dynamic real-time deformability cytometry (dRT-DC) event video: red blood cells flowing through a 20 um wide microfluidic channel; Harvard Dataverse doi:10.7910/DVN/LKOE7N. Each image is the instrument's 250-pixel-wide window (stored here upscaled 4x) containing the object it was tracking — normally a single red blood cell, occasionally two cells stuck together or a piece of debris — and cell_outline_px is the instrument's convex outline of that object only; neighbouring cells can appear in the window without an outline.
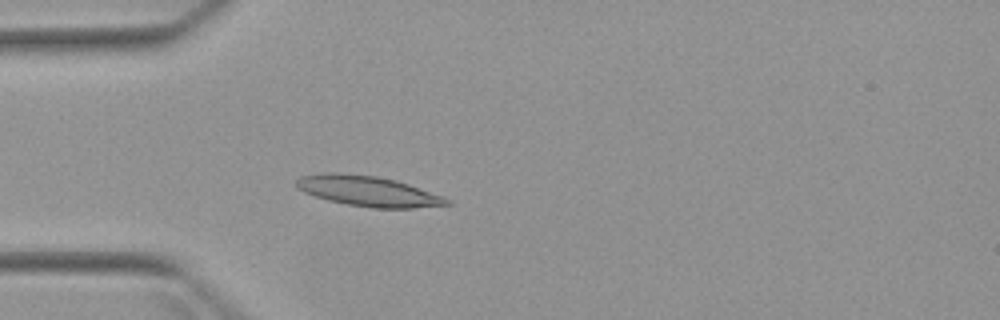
{"species": "Egyptian fruit bat (a non-hibernating species)", "species_latin": "Rousettus aegyptiacus", "temperature_condition": "warm", "stored_images_in_passage": 4, "camera_frame_rate_fps": 3000, "um_per_image_px": 0.085, "animal": {"sex": "female"}, "frame": {"image": 1, "passage_image": 3, "time_ms": 2.333, "image_size_px": [1000, 320], "cell_outline_px": [[452, 204], [412, 208], [372, 208], [348, 204], [328, 200], [304, 192], [296, 188], [296, 180], [300, 176], [324, 172], [336, 172], [376, 176], [396, 180], [444, 196], [452, 200]], "centroid_in_image_um": [31.29, 16.24], "position_along_channel_um": 53.7, "area_um2": 26.65}}